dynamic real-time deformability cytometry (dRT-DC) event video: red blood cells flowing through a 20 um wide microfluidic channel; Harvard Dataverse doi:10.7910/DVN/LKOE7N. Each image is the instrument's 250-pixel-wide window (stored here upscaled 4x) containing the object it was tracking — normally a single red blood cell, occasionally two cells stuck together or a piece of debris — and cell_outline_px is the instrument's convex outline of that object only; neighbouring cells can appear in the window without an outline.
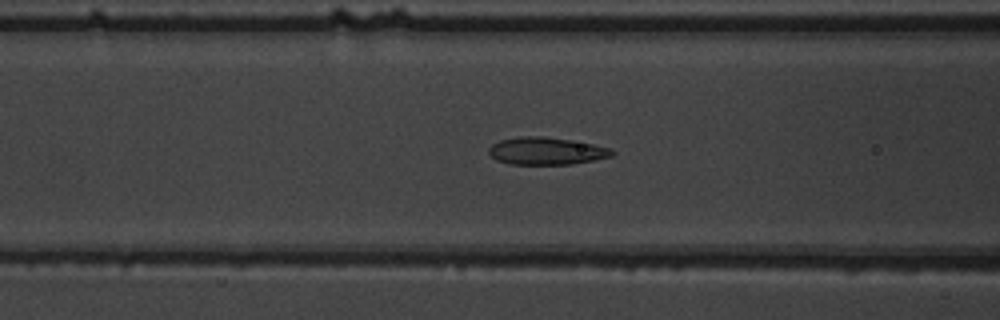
{"species": "common noctule bat (a hibernating species)", "species_latin": "Nyctalus noctula", "temperature_condition": "warm", "stored_images_in_passage": 38, "camera_frame_rate_fps": 3000, "um_per_image_px": 0.085, "animal": {"sex": "male", "body_mass_g": 19.5, "forearm_length_mm": 54.6}, "frame": {"image": 1, "passage_image": 13, "time_ms": 4.0, "image_size_px": [1000, 320], "cell_outline_px": [[616, 152], [612, 156], [572, 164], [508, 164], [496, 160], [488, 152], [488, 148], [492, 144], [500, 140], [520, 136], [544, 136], [572, 140], [592, 144], [608, 148]], "centroid_in_image_um": [46.4, 12.83], "position_along_channel_um": 120.2, "area_um2": 19.65}}
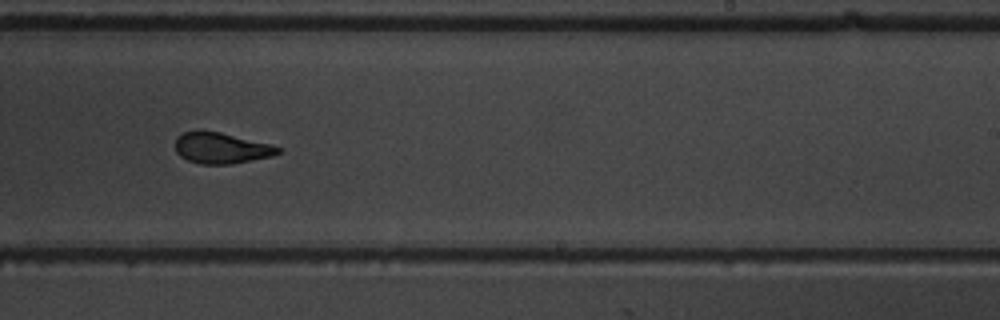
{"frame": {"image": 2, "passage_image": 25, "time_ms": 8.0, "image_size_px": [1000, 320], "cell_outline_px": [[284, 148], [280, 152], [272, 156], [228, 164], [200, 164], [188, 160], [180, 156], [176, 152], [176, 136], [184, 132], [220, 132], [272, 144]], "centroid_in_image_um": [18.84, 12.59], "position_along_channel_um": 270.2, "area_um2": 18.32}}
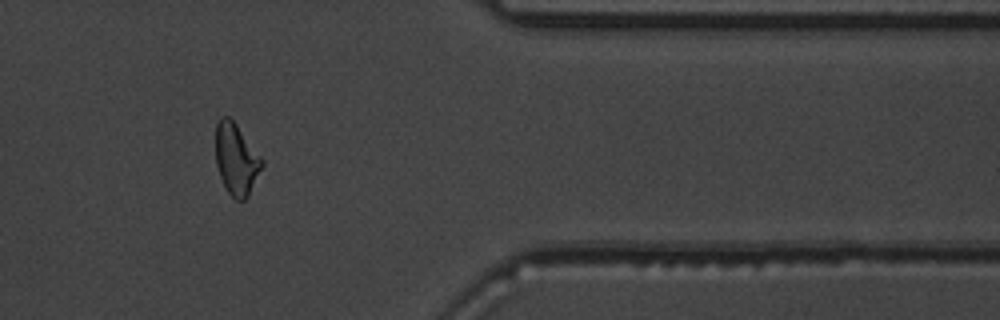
{"frame": {"image": 3, "passage_image": 36, "time_ms": 11.667, "image_size_px": [1000, 320], "cell_outline_px": [[264, 164], [248, 196], [244, 200], [236, 200], [228, 192], [220, 176], [216, 164], [216, 124], [220, 116], [228, 116], [236, 124], [264, 160]], "centroid_in_image_um": [20.08, 13.52], "position_along_channel_um": 391.3, "area_um2": 19.13}, "authors_computed_cell_mechanics": {"area_um2": 19.2474, "velocity_mm_per_s": 3.7608, "shape_relaxation_time_tau1_ms": 5.2581, "shape_relaxation_time_tau2_ms": 1.2293, "deformation_change_tau1": 0.1865, "deformation_change_tau2": 0.0944}}